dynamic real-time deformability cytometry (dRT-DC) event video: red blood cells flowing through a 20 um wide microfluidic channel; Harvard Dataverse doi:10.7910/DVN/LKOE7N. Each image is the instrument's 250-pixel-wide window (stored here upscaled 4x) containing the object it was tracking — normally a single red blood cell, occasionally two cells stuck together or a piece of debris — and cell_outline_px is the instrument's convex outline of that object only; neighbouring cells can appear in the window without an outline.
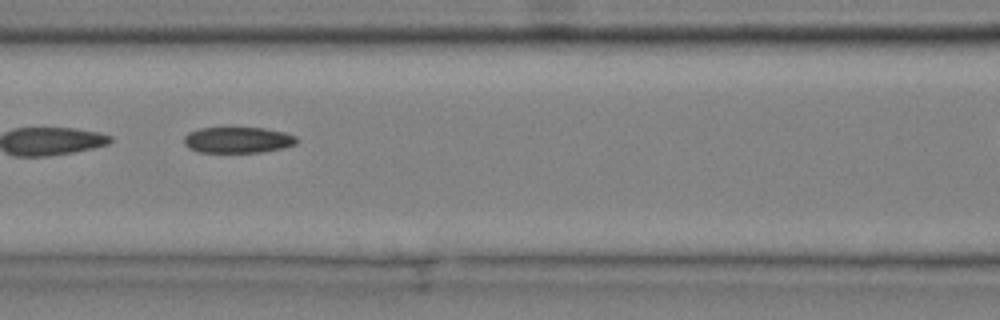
{"species": "common noctule bat (a hibernating species)", "species_latin": "Nyctalus noctula", "temperature_condition": "cold", "stored_images_in_passage": 12, "camera_frame_rate_fps": 3000, "um_per_image_px": 0.085, "animal": {"sex": "male", "body_mass_g": 20.4}, "frame": {"image": 1, "passage_image": 6, "time_ms": 1.667, "image_size_px": [1000, 320], "cell_outline_px": [[296, 144], [284, 148], [260, 152], [196, 152], [188, 148], [184, 144], [184, 136], [188, 132], [200, 128], [264, 128], [284, 132], [296, 136]], "centroid_in_image_um": [20.19, 11.9], "position_along_channel_um": 146.4, "area_um2": 17.11}}